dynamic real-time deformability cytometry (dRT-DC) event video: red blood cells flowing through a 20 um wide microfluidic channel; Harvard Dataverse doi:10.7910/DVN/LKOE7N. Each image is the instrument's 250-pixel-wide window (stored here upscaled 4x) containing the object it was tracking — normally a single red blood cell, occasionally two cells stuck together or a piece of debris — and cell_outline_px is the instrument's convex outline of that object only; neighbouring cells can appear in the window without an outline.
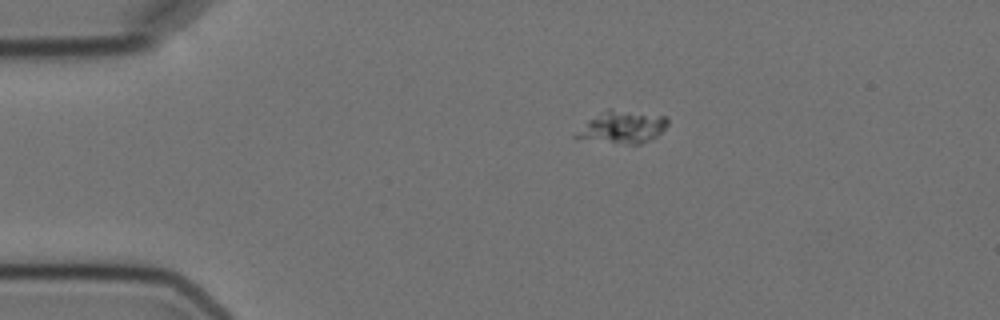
{"species": "Egyptian fruit bat (a non-hibernating species)", "species_latin": "Rousettus aegyptiacus", "temperature_condition": "cold", "stored_images_in_passage": 2, "camera_frame_rate_fps": 3000, "um_per_image_px": 0.085, "animal": {"sex": "female"}, "frame": {"image": 1, "passage_image": 1, "time_ms": 0.0, "image_size_px": [1000, 320], "cell_outline_px": [[668, 124], [656, 136], [640, 144], [624, 144], [572, 136], [588, 120], [608, 108], [612, 108], [668, 116]], "centroid_in_image_um": [52.95, 10.77], "position_along_channel_um": 32.1, "area_um2": 16.99}}